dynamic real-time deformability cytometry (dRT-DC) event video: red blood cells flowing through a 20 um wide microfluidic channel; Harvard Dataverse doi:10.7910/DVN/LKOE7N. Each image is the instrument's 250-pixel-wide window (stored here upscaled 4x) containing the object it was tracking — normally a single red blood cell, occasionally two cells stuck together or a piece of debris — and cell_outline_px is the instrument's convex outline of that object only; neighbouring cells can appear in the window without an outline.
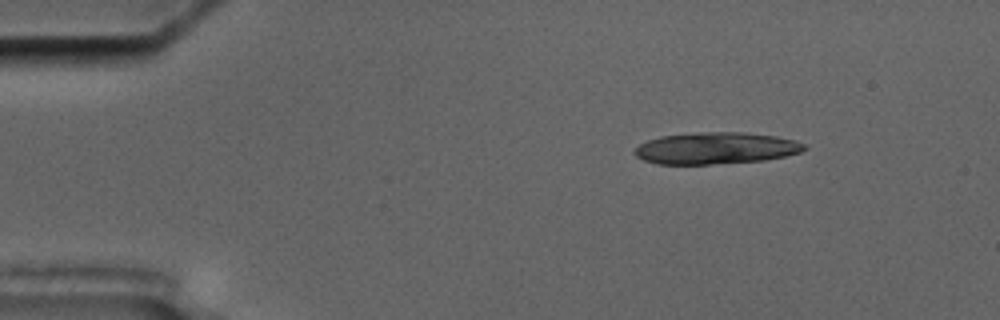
{"species": "common noctule bat (a hibernating species)", "species_latin": "Nyctalus noctula", "temperature_condition": "cold", "stored_images_in_passage": 10, "segment_of_instrument_passage": [1, 2], "camera_frame_rate_fps": 3000, "um_per_image_px": 0.085, "animal": {"sex": "male", "body_mass_g": 17.5, "forearm_length_mm": 52.3}, "frame": {"image": 1, "passage_image": 1, "time_ms": 0.0, "image_size_px": [1000, 320], "cell_outline_px": [[808, 148], [800, 152], [784, 156], [764, 160], [708, 164], [656, 164], [644, 160], [636, 156], [632, 152], [640, 144], [648, 140], [660, 136], [700, 132], [744, 132], [776, 136], [796, 140], [804, 144]], "centroid_in_image_um": [60.84, 12.59], "position_along_channel_um": 24.2, "area_um2": 31.33}}